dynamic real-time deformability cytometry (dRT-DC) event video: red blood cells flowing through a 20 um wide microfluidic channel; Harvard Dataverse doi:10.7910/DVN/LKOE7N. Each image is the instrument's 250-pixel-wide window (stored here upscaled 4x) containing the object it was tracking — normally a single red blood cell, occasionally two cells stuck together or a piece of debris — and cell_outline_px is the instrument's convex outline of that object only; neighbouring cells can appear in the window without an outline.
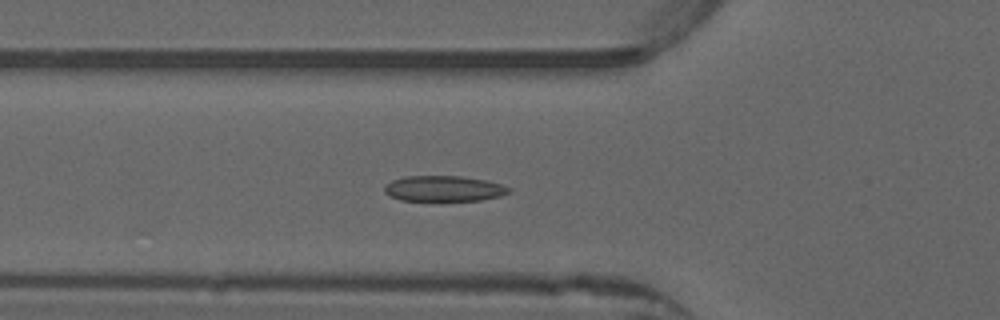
{"species": "common noctule bat (a hibernating species)", "species_latin": "Nyctalus noctula", "temperature_condition": "warm", "stored_images_in_passage": 54, "camera_frame_rate_fps": 3000, "um_per_image_px": 0.085, "animal": {"sex": "male", "forearm_length_mm": 52.5}, "frame": {"image": 1, "passage_image": 19, "time_ms": 6.0, "image_size_px": [1000, 320], "cell_outline_px": [[512, 192], [500, 196], [480, 200], [440, 204], [400, 200], [384, 192], [384, 184], [392, 180], [404, 176], [460, 176], [488, 180], [512, 188]], "centroid_in_image_um": [37.72, 16.08], "position_along_channel_um": 88.1, "area_um2": 19.77}}
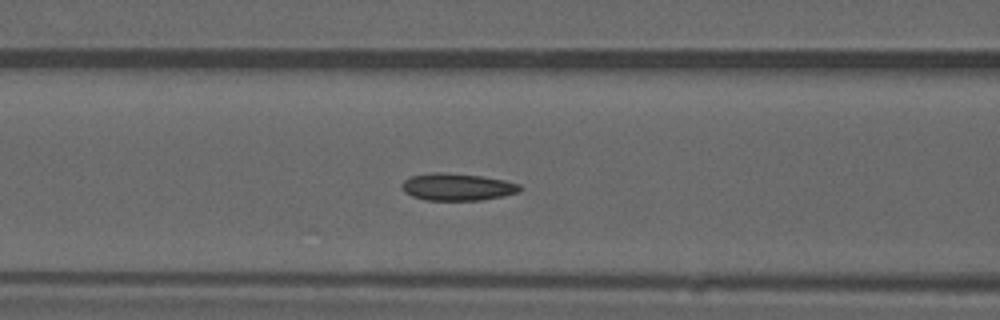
{"frame": {"image": 2, "passage_image": 22, "time_ms": 7.0, "image_size_px": [1000, 320], "cell_outline_px": [[524, 188], [516, 192], [500, 196], [480, 200], [424, 200], [412, 196], [404, 192], [400, 184], [404, 180], [412, 176], [432, 172], [444, 172], [480, 176], [504, 180], [520, 184]], "centroid_in_image_um": [38.83, 15.88], "position_along_channel_um": 127.8, "area_um2": 18.61}}
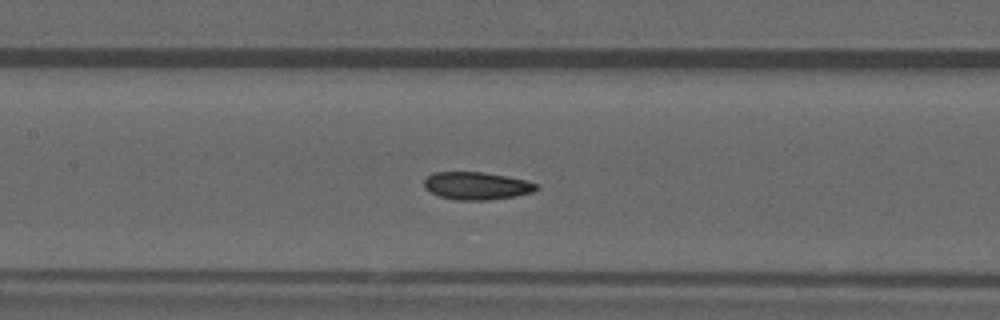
{"frame": {"image": 3, "passage_image": 25, "time_ms": 8.0, "image_size_px": [1000, 320], "cell_outline_px": [[540, 188], [532, 192], [516, 196], [488, 200], [456, 200], [440, 196], [424, 188], [424, 180], [432, 172], [484, 172], [524, 180], [536, 184]], "centroid_in_image_um": [40.5, 15.79], "position_along_channel_um": 166.9, "area_um2": 17.98}, "authors_computed_cell_mechanics": {"area_um2": 18.2648, "velocity_mm_per_s": 3.9141, "shape_relaxation_time_tau1_ms": null, "shape_relaxation_time_tau2_ms": 1.2278, "deformation_change_tau1": null, "deformation_change_tau2": 0.0588}}